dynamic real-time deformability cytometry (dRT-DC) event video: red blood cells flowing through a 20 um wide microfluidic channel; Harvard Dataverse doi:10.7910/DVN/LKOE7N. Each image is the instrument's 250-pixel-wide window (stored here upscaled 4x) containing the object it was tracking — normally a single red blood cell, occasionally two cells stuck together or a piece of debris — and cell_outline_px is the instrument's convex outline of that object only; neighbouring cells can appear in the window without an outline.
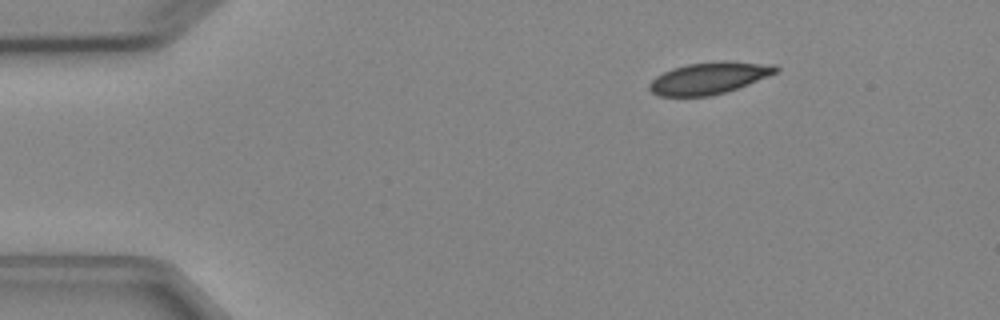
{"species": "Egyptian fruit bat (a non-hibernating species)", "species_latin": "Rousettus aegyptiacus", "temperature_condition": "cold", "stored_images_in_passage": 3, "camera_frame_rate_fps": 3000, "um_per_image_px": 0.085, "animal": {"sex": "female"}, "frame": {"image": 1, "passage_image": 1, "time_ms": 0.0, "image_size_px": [1000, 320], "cell_outline_px": [[780, 68], [776, 72], [748, 84], [712, 96], [656, 96], [648, 88], [648, 84], [656, 76], [672, 68], [688, 64], [724, 60], [728, 60], [776, 64]], "centroid_in_image_um": [60.27, 6.62], "position_along_channel_um": 24.7, "area_um2": 23.52}}